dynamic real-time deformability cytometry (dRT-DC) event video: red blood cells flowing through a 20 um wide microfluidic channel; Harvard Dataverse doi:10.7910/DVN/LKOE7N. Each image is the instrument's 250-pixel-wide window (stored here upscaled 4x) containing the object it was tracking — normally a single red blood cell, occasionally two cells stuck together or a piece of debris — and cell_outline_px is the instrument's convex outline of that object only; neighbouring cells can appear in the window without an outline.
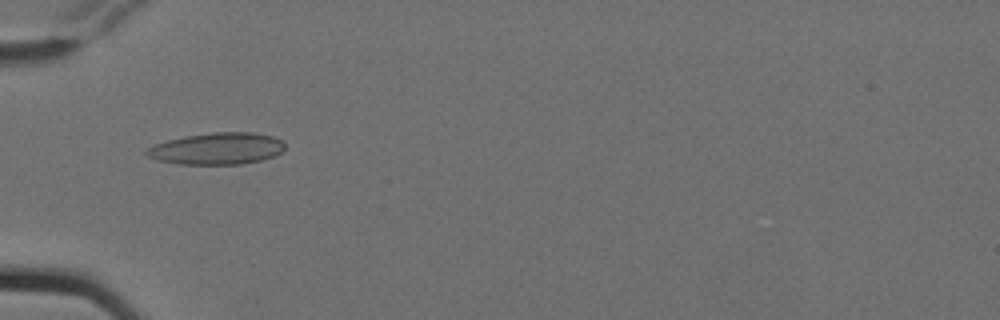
{"species": "Egyptian fruit bat (a non-hibernating species)", "species_latin": "Rousettus aegyptiacus", "temperature_condition": "cold", "stored_images_in_passage": 2, "camera_frame_rate_fps": 3000, "um_per_image_px": 0.085, "animal": {"sex": "female"}, "frame": {"image": 1, "passage_image": 1, "time_ms": 0.0, "image_size_px": [1000, 320], "cell_outline_px": [[284, 152], [260, 160], [240, 164], [180, 164], [160, 160], [148, 156], [144, 152], [148, 148], [156, 144], [168, 140], [184, 136], [212, 132], [252, 132], [272, 136], [280, 140], [284, 144]], "centroid_in_image_um": [18.46, 12.62], "position_along_channel_um": 66.5, "area_um2": 25.37}}
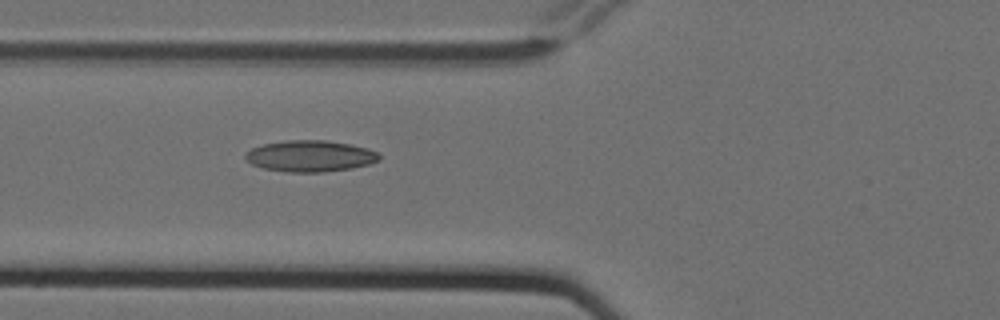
{"frame": {"image": 2, "passage_image": 2, "time_ms": 0.333, "image_size_px": [1000, 320], "cell_outline_px": [[380, 160], [368, 164], [352, 168], [324, 172], [288, 172], [264, 168], [252, 164], [244, 160], [244, 152], [252, 148], [264, 144], [288, 140], [324, 140], [348, 144], [368, 148], [376, 152], [380, 156]], "centroid_in_image_um": [26.33, 13.27], "position_along_channel_um": 99.5, "area_um2": 24.39}}